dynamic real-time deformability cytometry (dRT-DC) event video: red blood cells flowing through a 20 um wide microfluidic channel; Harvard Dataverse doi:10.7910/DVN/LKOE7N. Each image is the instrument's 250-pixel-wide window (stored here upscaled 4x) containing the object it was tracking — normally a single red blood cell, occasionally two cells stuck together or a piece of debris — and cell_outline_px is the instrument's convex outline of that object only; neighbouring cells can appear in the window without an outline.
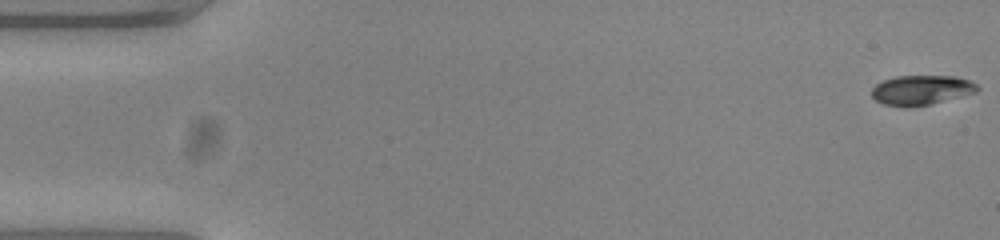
{"species": "common noctule bat (a hibernating species)", "species_latin": "Nyctalus noctula", "temperature_condition": "warm", "stored_images_in_passage": 54, "camera_frame_rate_fps": 3000, "um_per_image_px": 0.085, "animal": {"sex": "female", "body_mass_g": 23.0, "forearm_length_mm": 53.4}, "frame": {"image": 1, "passage_image": 1, "time_ms": 0.0, "image_size_px": [1000, 240], "cell_outline_px": [[980, 88], [976, 92], [932, 104], [908, 108], [904, 108], [884, 104], [876, 100], [872, 96], [872, 88], [876, 84], [884, 80], [896, 76], [956, 76], [968, 80], [976, 84]], "centroid_in_image_um": [78.3, 7.67], "position_along_channel_um": 6.7, "area_um2": 18.38}}
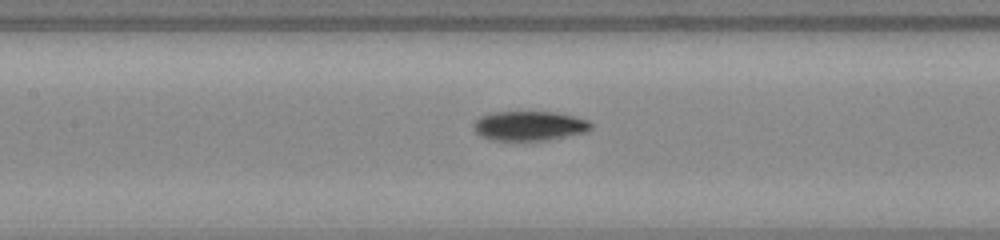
{"frame": {"image": 2, "passage_image": 25, "time_ms": 8.0, "image_size_px": [1000, 240], "cell_outline_px": [[592, 128], [588, 132], [552, 140], [492, 140], [480, 136], [476, 132], [472, 124], [480, 116], [492, 112], [556, 112], [588, 120], [592, 124]], "centroid_in_image_um": [45.02, 10.7], "position_along_channel_um": 162.4, "area_um2": 20.4}}
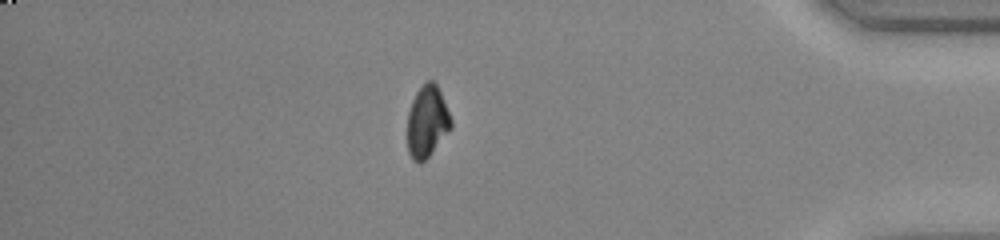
{"frame": {"image": 3, "passage_image": 47, "time_ms": 15.333, "image_size_px": [1000, 240], "cell_outline_px": [[452, 128], [428, 156], [420, 164], [412, 160], [408, 152], [408, 112], [412, 100], [416, 92], [424, 80], [432, 80], [436, 84], [440, 92], [452, 120]], "centroid_in_image_um": [36.3, 10.32], "position_along_channel_um": 398.9, "area_um2": 18.21}, "authors_computed_cell_mechanics": {"area_um2": 19.2474, "velocity_mm_per_s": 3.7723, "shape_relaxation_time_tau1_ms": 3.2647, "shape_relaxation_time_tau2_ms": 6.5005, "deformation_change_tau1": 0.1693, "deformation_change_tau2": 0.0749}}